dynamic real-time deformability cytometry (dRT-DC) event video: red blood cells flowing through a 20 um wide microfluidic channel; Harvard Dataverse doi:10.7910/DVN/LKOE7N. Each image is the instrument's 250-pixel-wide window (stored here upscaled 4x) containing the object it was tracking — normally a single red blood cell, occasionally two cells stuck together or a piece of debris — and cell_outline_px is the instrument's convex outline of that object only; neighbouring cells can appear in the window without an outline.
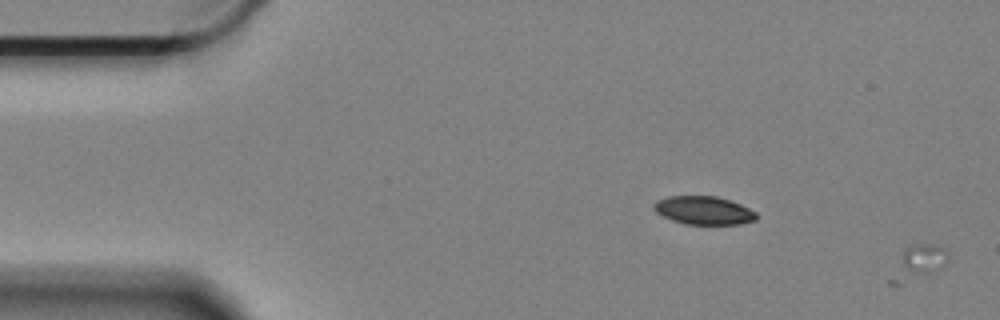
{"species": "Egyptian fruit bat (a non-hibernating species)", "species_latin": "Rousettus aegyptiacus", "temperature_condition": "cold", "stored_images_in_passage": 8, "camera_frame_rate_fps": 3000, "um_per_image_px": 0.085, "animal": {"sex": "female"}, "frame": {"image": 1, "passage_image": 1, "time_ms": 0.0, "image_size_px": [1000, 320], "cell_outline_px": [[948, 260], [936, 272], [900, 284], [888, 284], [888, 280], [904, 248], [912, 244], [932, 244], [944, 248], [948, 252]], "centroid_in_image_um": [78.03, 22.33], "position_along_channel_um": 7.0, "area_um2": 11.44}}